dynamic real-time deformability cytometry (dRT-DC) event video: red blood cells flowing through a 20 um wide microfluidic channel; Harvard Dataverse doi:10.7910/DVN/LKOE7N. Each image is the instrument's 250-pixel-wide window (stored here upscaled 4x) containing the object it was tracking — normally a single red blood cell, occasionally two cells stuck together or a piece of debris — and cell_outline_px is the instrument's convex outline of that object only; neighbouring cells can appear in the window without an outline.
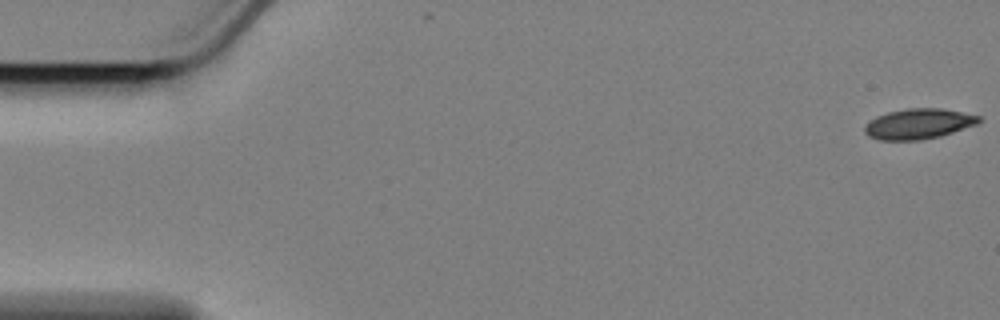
{"species": "Egyptian fruit bat (a non-hibernating species)", "species_latin": "Rousettus aegyptiacus", "temperature_condition": "cold", "stored_images_in_passage": 58, "camera_frame_rate_fps": 3000, "um_per_image_px": 0.085, "animal": {"sex": "female"}, "frame": {"image": 1, "passage_image": 1, "time_ms": 0.0, "image_size_px": [1000, 320], "cell_outline_px": [[980, 120], [976, 124], [940, 136], [920, 140], [880, 140], [868, 136], [864, 132], [864, 128], [876, 116], [888, 112], [908, 108], [940, 108], [980, 116]], "centroid_in_image_um": [78.05, 10.53], "position_along_channel_um": 7.0, "area_um2": 19.88}}
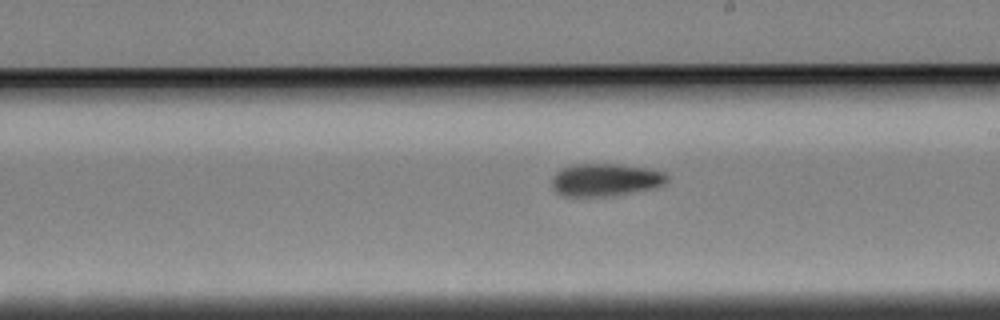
{"frame": {"image": 2, "passage_image": 33, "time_ms": 10.667, "image_size_px": [1000, 320], "cell_outline_px": [[668, 180], [664, 184], [652, 188], [608, 196], [564, 196], [556, 192], [552, 188], [552, 180], [556, 172], [568, 164], [620, 164], [652, 168], [664, 172], [668, 176]], "centroid_in_image_um": [51.45, 15.26], "position_along_channel_um": 237.5, "area_um2": 22.02}}
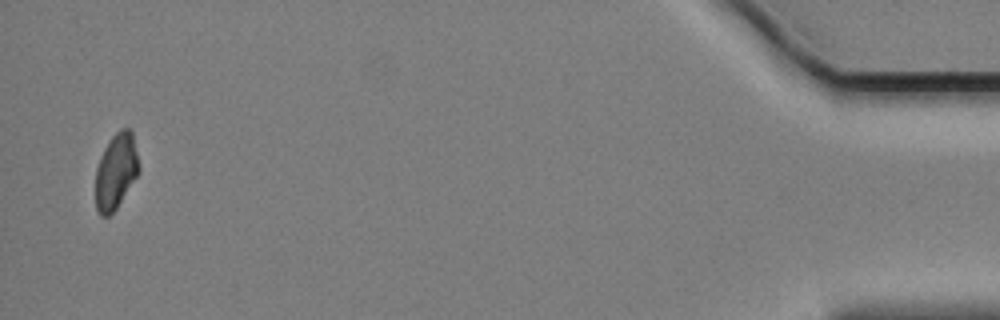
{"frame": {"image": 3, "passage_image": 57, "time_ms": 18.667, "image_size_px": [1000, 320], "cell_outline_px": [[140, 172], [116, 208], [108, 216], [100, 216], [96, 208], [96, 168], [104, 148], [112, 136], [120, 128], [128, 128], [132, 132], [140, 168]], "centroid_in_image_um": [9.86, 14.55], "position_along_channel_um": 425.3, "area_um2": 19.02}}